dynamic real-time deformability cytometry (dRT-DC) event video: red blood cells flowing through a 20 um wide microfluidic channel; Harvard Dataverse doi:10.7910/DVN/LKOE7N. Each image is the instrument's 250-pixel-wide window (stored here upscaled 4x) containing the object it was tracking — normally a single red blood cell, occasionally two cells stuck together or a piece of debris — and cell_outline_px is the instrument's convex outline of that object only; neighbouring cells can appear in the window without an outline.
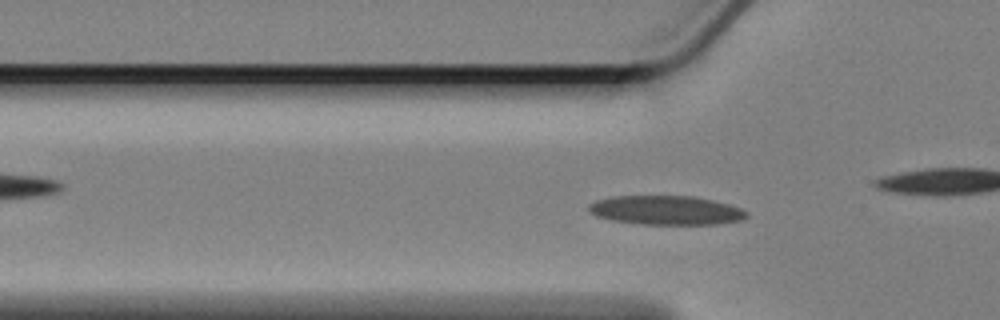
{"species": "Egyptian fruit bat (a non-hibernating species)", "species_latin": "Rousettus aegyptiacus", "temperature_condition": "cold", "stored_images_in_passage": 57, "camera_frame_rate_fps": 3000, "um_per_image_px": 0.085, "animal": {"sex": "female"}, "frame": {"image": 1, "passage_image": 15, "time_ms": 4.667, "image_size_px": [1000, 320], "cell_outline_px": [[748, 216], [740, 220], [716, 224], [640, 224], [612, 220], [596, 216], [588, 212], [588, 204], [596, 200], [612, 196], [692, 196], [712, 200], [728, 204], [740, 208], [748, 212]], "centroid_in_image_um": [56.57, 17.87], "position_along_channel_um": 69.2, "area_um2": 26.76}}
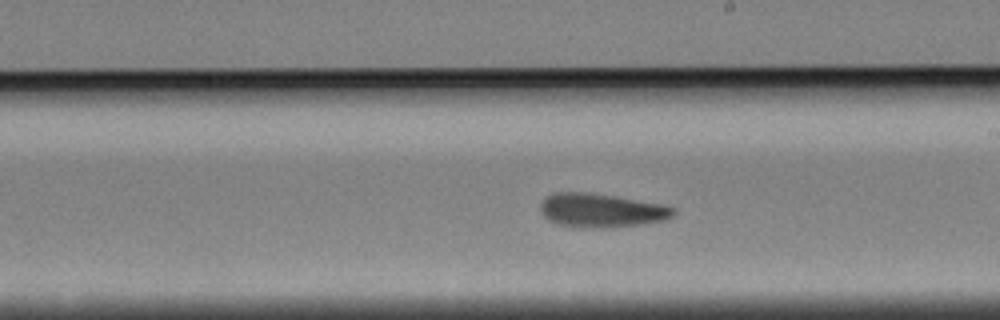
{"frame": {"image": 2, "passage_image": 30, "time_ms": 9.667, "image_size_px": [1000, 320], "cell_outline_px": [[676, 212], [668, 220], [640, 224], [608, 228], [584, 228], [556, 224], [548, 220], [540, 212], [540, 204], [552, 192], [584, 192], [616, 196], [664, 204], [676, 208]], "centroid_in_image_um": [51.13, 17.89], "position_along_channel_um": 237.9, "area_um2": 26.59}}
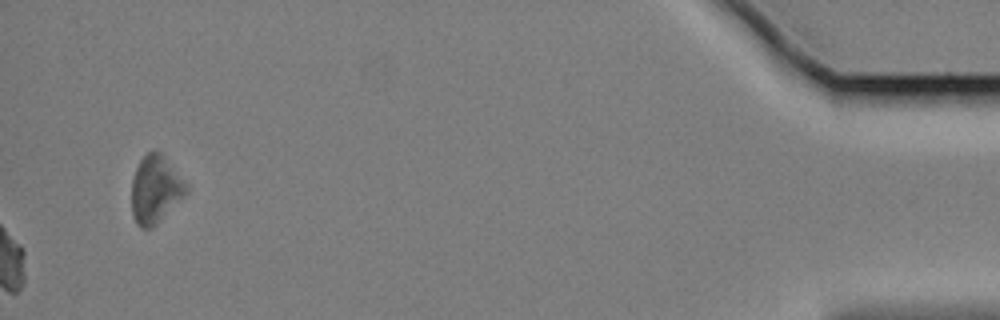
{"frame": {"image": 3, "passage_image": 57, "time_ms": 18.667, "image_size_px": [1000, 320], "cell_outline_px": [[188, 192], [152, 228], [140, 228], [136, 224], [132, 216], [132, 180], [136, 168], [140, 160], [148, 152], [160, 152], [188, 184]], "centroid_in_image_um": [13.2, 16.12], "position_along_channel_um": 422.0, "area_um2": 21.33}, "authors_computed_cell_mechanics": {"area_um2": 25.6054, "velocity_mm_per_s": 3.3594, "shape_relaxation_time_tau1_ms": 6.2888, "shape_relaxation_time_tau2_ms": 2.8924, "deformation_change_tau1": 0.149, "deformation_change_tau2": 0.0946}}